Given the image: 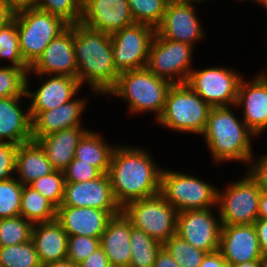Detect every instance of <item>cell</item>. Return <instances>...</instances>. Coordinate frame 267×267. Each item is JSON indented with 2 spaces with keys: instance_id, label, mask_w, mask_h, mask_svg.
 <instances>
[{
  "instance_id": "cell-1",
  "label": "cell",
  "mask_w": 267,
  "mask_h": 267,
  "mask_svg": "<svg viewBox=\"0 0 267 267\" xmlns=\"http://www.w3.org/2000/svg\"><path fill=\"white\" fill-rule=\"evenodd\" d=\"M143 150L115 147L108 176L113 195L123 208L127 203L160 193L161 173Z\"/></svg>"
},
{
  "instance_id": "cell-2",
  "label": "cell",
  "mask_w": 267,
  "mask_h": 267,
  "mask_svg": "<svg viewBox=\"0 0 267 267\" xmlns=\"http://www.w3.org/2000/svg\"><path fill=\"white\" fill-rule=\"evenodd\" d=\"M73 48L79 83L87 80L96 93H109L119 76L113 64L111 35L76 23Z\"/></svg>"
},
{
  "instance_id": "cell-3",
  "label": "cell",
  "mask_w": 267,
  "mask_h": 267,
  "mask_svg": "<svg viewBox=\"0 0 267 267\" xmlns=\"http://www.w3.org/2000/svg\"><path fill=\"white\" fill-rule=\"evenodd\" d=\"M203 134L211 153L219 162L240 160L249 163L252 158L250 135L254 133L244 121L237 120L229 106L211 108Z\"/></svg>"
},
{
  "instance_id": "cell-4",
  "label": "cell",
  "mask_w": 267,
  "mask_h": 267,
  "mask_svg": "<svg viewBox=\"0 0 267 267\" xmlns=\"http://www.w3.org/2000/svg\"><path fill=\"white\" fill-rule=\"evenodd\" d=\"M171 86V82L156 76L147 68H142L120 73L116 85L109 93L125 97L134 113L156 112L158 120Z\"/></svg>"
},
{
  "instance_id": "cell-5",
  "label": "cell",
  "mask_w": 267,
  "mask_h": 267,
  "mask_svg": "<svg viewBox=\"0 0 267 267\" xmlns=\"http://www.w3.org/2000/svg\"><path fill=\"white\" fill-rule=\"evenodd\" d=\"M211 108L186 83L172 84L158 122L180 132L203 134Z\"/></svg>"
},
{
  "instance_id": "cell-6",
  "label": "cell",
  "mask_w": 267,
  "mask_h": 267,
  "mask_svg": "<svg viewBox=\"0 0 267 267\" xmlns=\"http://www.w3.org/2000/svg\"><path fill=\"white\" fill-rule=\"evenodd\" d=\"M20 51L24 61L31 66L49 43L69 24L58 16L36 8L15 13Z\"/></svg>"
},
{
  "instance_id": "cell-7",
  "label": "cell",
  "mask_w": 267,
  "mask_h": 267,
  "mask_svg": "<svg viewBox=\"0 0 267 267\" xmlns=\"http://www.w3.org/2000/svg\"><path fill=\"white\" fill-rule=\"evenodd\" d=\"M122 212L133 227L161 243L176 234L178 211L159 193L127 203Z\"/></svg>"
},
{
  "instance_id": "cell-8",
  "label": "cell",
  "mask_w": 267,
  "mask_h": 267,
  "mask_svg": "<svg viewBox=\"0 0 267 267\" xmlns=\"http://www.w3.org/2000/svg\"><path fill=\"white\" fill-rule=\"evenodd\" d=\"M160 194L179 212L217 205V190L187 174L163 171Z\"/></svg>"
},
{
  "instance_id": "cell-9",
  "label": "cell",
  "mask_w": 267,
  "mask_h": 267,
  "mask_svg": "<svg viewBox=\"0 0 267 267\" xmlns=\"http://www.w3.org/2000/svg\"><path fill=\"white\" fill-rule=\"evenodd\" d=\"M155 33L150 25L134 23L111 34L113 64L119 74L146 68Z\"/></svg>"
},
{
  "instance_id": "cell-10",
  "label": "cell",
  "mask_w": 267,
  "mask_h": 267,
  "mask_svg": "<svg viewBox=\"0 0 267 267\" xmlns=\"http://www.w3.org/2000/svg\"><path fill=\"white\" fill-rule=\"evenodd\" d=\"M261 189L248 175L230 185L225 193L217 190V204L221 225L254 224L258 219Z\"/></svg>"
},
{
  "instance_id": "cell-11",
  "label": "cell",
  "mask_w": 267,
  "mask_h": 267,
  "mask_svg": "<svg viewBox=\"0 0 267 267\" xmlns=\"http://www.w3.org/2000/svg\"><path fill=\"white\" fill-rule=\"evenodd\" d=\"M191 54V45L162 38L156 32L150 45L146 68L172 84L186 83L191 72ZM177 74L179 78L174 81L172 75Z\"/></svg>"
},
{
  "instance_id": "cell-12",
  "label": "cell",
  "mask_w": 267,
  "mask_h": 267,
  "mask_svg": "<svg viewBox=\"0 0 267 267\" xmlns=\"http://www.w3.org/2000/svg\"><path fill=\"white\" fill-rule=\"evenodd\" d=\"M240 77L225 68L191 70L186 84L211 107H227L236 104Z\"/></svg>"
},
{
  "instance_id": "cell-13",
  "label": "cell",
  "mask_w": 267,
  "mask_h": 267,
  "mask_svg": "<svg viewBox=\"0 0 267 267\" xmlns=\"http://www.w3.org/2000/svg\"><path fill=\"white\" fill-rule=\"evenodd\" d=\"M60 206L106 210L112 216L122 212V208L113 195L108 173L90 181L65 182L63 200Z\"/></svg>"
},
{
  "instance_id": "cell-14",
  "label": "cell",
  "mask_w": 267,
  "mask_h": 267,
  "mask_svg": "<svg viewBox=\"0 0 267 267\" xmlns=\"http://www.w3.org/2000/svg\"><path fill=\"white\" fill-rule=\"evenodd\" d=\"M210 211L207 208L179 212L176 226L179 237L207 253L219 250L222 228Z\"/></svg>"
},
{
  "instance_id": "cell-15",
  "label": "cell",
  "mask_w": 267,
  "mask_h": 267,
  "mask_svg": "<svg viewBox=\"0 0 267 267\" xmlns=\"http://www.w3.org/2000/svg\"><path fill=\"white\" fill-rule=\"evenodd\" d=\"M80 23L111 35L135 22L127 0H82Z\"/></svg>"
},
{
  "instance_id": "cell-16",
  "label": "cell",
  "mask_w": 267,
  "mask_h": 267,
  "mask_svg": "<svg viewBox=\"0 0 267 267\" xmlns=\"http://www.w3.org/2000/svg\"><path fill=\"white\" fill-rule=\"evenodd\" d=\"M74 25H69L55 37L44 52L30 66L39 76L55 74L77 78V64L73 48Z\"/></svg>"
},
{
  "instance_id": "cell-17",
  "label": "cell",
  "mask_w": 267,
  "mask_h": 267,
  "mask_svg": "<svg viewBox=\"0 0 267 267\" xmlns=\"http://www.w3.org/2000/svg\"><path fill=\"white\" fill-rule=\"evenodd\" d=\"M219 251L230 265L260 260L262 252L254 224L222 225Z\"/></svg>"
},
{
  "instance_id": "cell-18",
  "label": "cell",
  "mask_w": 267,
  "mask_h": 267,
  "mask_svg": "<svg viewBox=\"0 0 267 267\" xmlns=\"http://www.w3.org/2000/svg\"><path fill=\"white\" fill-rule=\"evenodd\" d=\"M193 3H168L156 32L165 39L186 43L202 39L203 32L196 18Z\"/></svg>"
},
{
  "instance_id": "cell-19",
  "label": "cell",
  "mask_w": 267,
  "mask_h": 267,
  "mask_svg": "<svg viewBox=\"0 0 267 267\" xmlns=\"http://www.w3.org/2000/svg\"><path fill=\"white\" fill-rule=\"evenodd\" d=\"M113 216L106 210L90 207L59 206L56 220L68 236L101 238Z\"/></svg>"
},
{
  "instance_id": "cell-20",
  "label": "cell",
  "mask_w": 267,
  "mask_h": 267,
  "mask_svg": "<svg viewBox=\"0 0 267 267\" xmlns=\"http://www.w3.org/2000/svg\"><path fill=\"white\" fill-rule=\"evenodd\" d=\"M27 84L28 80L26 78V96L33 98L28 109L31 118L40 111L55 109L71 101L81 86L77 78L59 75H55L49 80H46V82L33 93L27 90Z\"/></svg>"
},
{
  "instance_id": "cell-21",
  "label": "cell",
  "mask_w": 267,
  "mask_h": 267,
  "mask_svg": "<svg viewBox=\"0 0 267 267\" xmlns=\"http://www.w3.org/2000/svg\"><path fill=\"white\" fill-rule=\"evenodd\" d=\"M84 105L83 100L73 99L55 109L36 113L31 118L32 140L36 142L48 134L81 126L79 118Z\"/></svg>"
},
{
  "instance_id": "cell-22",
  "label": "cell",
  "mask_w": 267,
  "mask_h": 267,
  "mask_svg": "<svg viewBox=\"0 0 267 267\" xmlns=\"http://www.w3.org/2000/svg\"><path fill=\"white\" fill-rule=\"evenodd\" d=\"M34 225L31 240L41 265L66 260L68 235L61 224L55 219Z\"/></svg>"
},
{
  "instance_id": "cell-23",
  "label": "cell",
  "mask_w": 267,
  "mask_h": 267,
  "mask_svg": "<svg viewBox=\"0 0 267 267\" xmlns=\"http://www.w3.org/2000/svg\"><path fill=\"white\" fill-rule=\"evenodd\" d=\"M100 246L112 267H129L131 262L130 220L123 212L109 220L100 238Z\"/></svg>"
},
{
  "instance_id": "cell-24",
  "label": "cell",
  "mask_w": 267,
  "mask_h": 267,
  "mask_svg": "<svg viewBox=\"0 0 267 267\" xmlns=\"http://www.w3.org/2000/svg\"><path fill=\"white\" fill-rule=\"evenodd\" d=\"M240 104H244L243 121L254 135L267 128V86L262 81L255 78L248 85L241 80L236 106Z\"/></svg>"
},
{
  "instance_id": "cell-25",
  "label": "cell",
  "mask_w": 267,
  "mask_h": 267,
  "mask_svg": "<svg viewBox=\"0 0 267 267\" xmlns=\"http://www.w3.org/2000/svg\"><path fill=\"white\" fill-rule=\"evenodd\" d=\"M21 97L0 98V142L4 138L16 145L32 141V119L29 111L21 110Z\"/></svg>"
},
{
  "instance_id": "cell-26",
  "label": "cell",
  "mask_w": 267,
  "mask_h": 267,
  "mask_svg": "<svg viewBox=\"0 0 267 267\" xmlns=\"http://www.w3.org/2000/svg\"><path fill=\"white\" fill-rule=\"evenodd\" d=\"M86 132L77 126L40 137L36 142L44 150L52 167L63 171L74 159L76 147Z\"/></svg>"
},
{
  "instance_id": "cell-27",
  "label": "cell",
  "mask_w": 267,
  "mask_h": 267,
  "mask_svg": "<svg viewBox=\"0 0 267 267\" xmlns=\"http://www.w3.org/2000/svg\"><path fill=\"white\" fill-rule=\"evenodd\" d=\"M54 170L44 150L37 142L32 140L18 145L15 171L19 173V178H21L19 182L22 185H29Z\"/></svg>"
},
{
  "instance_id": "cell-28",
  "label": "cell",
  "mask_w": 267,
  "mask_h": 267,
  "mask_svg": "<svg viewBox=\"0 0 267 267\" xmlns=\"http://www.w3.org/2000/svg\"><path fill=\"white\" fill-rule=\"evenodd\" d=\"M114 148L108 146L99 135L87 131L76 147L74 158L90 163L103 174L108 173Z\"/></svg>"
},
{
  "instance_id": "cell-29",
  "label": "cell",
  "mask_w": 267,
  "mask_h": 267,
  "mask_svg": "<svg viewBox=\"0 0 267 267\" xmlns=\"http://www.w3.org/2000/svg\"><path fill=\"white\" fill-rule=\"evenodd\" d=\"M57 208L30 185L23 186L20 215L33 225L56 219Z\"/></svg>"
},
{
  "instance_id": "cell-30",
  "label": "cell",
  "mask_w": 267,
  "mask_h": 267,
  "mask_svg": "<svg viewBox=\"0 0 267 267\" xmlns=\"http://www.w3.org/2000/svg\"><path fill=\"white\" fill-rule=\"evenodd\" d=\"M131 262L129 267H153L163 243L132 226L130 221Z\"/></svg>"
},
{
  "instance_id": "cell-31",
  "label": "cell",
  "mask_w": 267,
  "mask_h": 267,
  "mask_svg": "<svg viewBox=\"0 0 267 267\" xmlns=\"http://www.w3.org/2000/svg\"><path fill=\"white\" fill-rule=\"evenodd\" d=\"M0 267H42L32 240L0 247Z\"/></svg>"
},
{
  "instance_id": "cell-32",
  "label": "cell",
  "mask_w": 267,
  "mask_h": 267,
  "mask_svg": "<svg viewBox=\"0 0 267 267\" xmlns=\"http://www.w3.org/2000/svg\"><path fill=\"white\" fill-rule=\"evenodd\" d=\"M135 23L147 24L155 29L161 24L167 0H127Z\"/></svg>"
},
{
  "instance_id": "cell-33",
  "label": "cell",
  "mask_w": 267,
  "mask_h": 267,
  "mask_svg": "<svg viewBox=\"0 0 267 267\" xmlns=\"http://www.w3.org/2000/svg\"><path fill=\"white\" fill-rule=\"evenodd\" d=\"M163 248L181 267H199L207 252L193 247L177 234L163 243Z\"/></svg>"
},
{
  "instance_id": "cell-34",
  "label": "cell",
  "mask_w": 267,
  "mask_h": 267,
  "mask_svg": "<svg viewBox=\"0 0 267 267\" xmlns=\"http://www.w3.org/2000/svg\"><path fill=\"white\" fill-rule=\"evenodd\" d=\"M32 228L33 224L21 215L0 219V247L30 241Z\"/></svg>"
},
{
  "instance_id": "cell-35",
  "label": "cell",
  "mask_w": 267,
  "mask_h": 267,
  "mask_svg": "<svg viewBox=\"0 0 267 267\" xmlns=\"http://www.w3.org/2000/svg\"><path fill=\"white\" fill-rule=\"evenodd\" d=\"M8 57L16 68H30L24 61L19 45V36L16 18L0 27V59Z\"/></svg>"
},
{
  "instance_id": "cell-36",
  "label": "cell",
  "mask_w": 267,
  "mask_h": 267,
  "mask_svg": "<svg viewBox=\"0 0 267 267\" xmlns=\"http://www.w3.org/2000/svg\"><path fill=\"white\" fill-rule=\"evenodd\" d=\"M36 9L58 16L69 25L80 23L82 0H38Z\"/></svg>"
},
{
  "instance_id": "cell-37",
  "label": "cell",
  "mask_w": 267,
  "mask_h": 267,
  "mask_svg": "<svg viewBox=\"0 0 267 267\" xmlns=\"http://www.w3.org/2000/svg\"><path fill=\"white\" fill-rule=\"evenodd\" d=\"M23 186L19 180H0V219L20 216Z\"/></svg>"
},
{
  "instance_id": "cell-38",
  "label": "cell",
  "mask_w": 267,
  "mask_h": 267,
  "mask_svg": "<svg viewBox=\"0 0 267 267\" xmlns=\"http://www.w3.org/2000/svg\"><path fill=\"white\" fill-rule=\"evenodd\" d=\"M29 68L13 66L0 68V98L26 95V78Z\"/></svg>"
},
{
  "instance_id": "cell-39",
  "label": "cell",
  "mask_w": 267,
  "mask_h": 267,
  "mask_svg": "<svg viewBox=\"0 0 267 267\" xmlns=\"http://www.w3.org/2000/svg\"><path fill=\"white\" fill-rule=\"evenodd\" d=\"M29 185L46 197L56 208L61 205L65 186L63 171L54 170Z\"/></svg>"
},
{
  "instance_id": "cell-40",
  "label": "cell",
  "mask_w": 267,
  "mask_h": 267,
  "mask_svg": "<svg viewBox=\"0 0 267 267\" xmlns=\"http://www.w3.org/2000/svg\"><path fill=\"white\" fill-rule=\"evenodd\" d=\"M100 247V238L88 236H68L67 260L78 265Z\"/></svg>"
},
{
  "instance_id": "cell-41",
  "label": "cell",
  "mask_w": 267,
  "mask_h": 267,
  "mask_svg": "<svg viewBox=\"0 0 267 267\" xmlns=\"http://www.w3.org/2000/svg\"><path fill=\"white\" fill-rule=\"evenodd\" d=\"M65 182H84L94 180L103 173L90 163L74 158L63 170Z\"/></svg>"
},
{
  "instance_id": "cell-42",
  "label": "cell",
  "mask_w": 267,
  "mask_h": 267,
  "mask_svg": "<svg viewBox=\"0 0 267 267\" xmlns=\"http://www.w3.org/2000/svg\"><path fill=\"white\" fill-rule=\"evenodd\" d=\"M18 145L8 142H0V180L12 179L10 173L15 170Z\"/></svg>"
},
{
  "instance_id": "cell-43",
  "label": "cell",
  "mask_w": 267,
  "mask_h": 267,
  "mask_svg": "<svg viewBox=\"0 0 267 267\" xmlns=\"http://www.w3.org/2000/svg\"><path fill=\"white\" fill-rule=\"evenodd\" d=\"M250 168L249 176L259 185L262 192H267V155Z\"/></svg>"
},
{
  "instance_id": "cell-44",
  "label": "cell",
  "mask_w": 267,
  "mask_h": 267,
  "mask_svg": "<svg viewBox=\"0 0 267 267\" xmlns=\"http://www.w3.org/2000/svg\"><path fill=\"white\" fill-rule=\"evenodd\" d=\"M78 267H112L109 258L100 246L87 259L78 264Z\"/></svg>"
},
{
  "instance_id": "cell-45",
  "label": "cell",
  "mask_w": 267,
  "mask_h": 267,
  "mask_svg": "<svg viewBox=\"0 0 267 267\" xmlns=\"http://www.w3.org/2000/svg\"><path fill=\"white\" fill-rule=\"evenodd\" d=\"M262 255L267 254V218H258L254 222Z\"/></svg>"
},
{
  "instance_id": "cell-46",
  "label": "cell",
  "mask_w": 267,
  "mask_h": 267,
  "mask_svg": "<svg viewBox=\"0 0 267 267\" xmlns=\"http://www.w3.org/2000/svg\"><path fill=\"white\" fill-rule=\"evenodd\" d=\"M219 250L207 253L199 267H229Z\"/></svg>"
},
{
  "instance_id": "cell-47",
  "label": "cell",
  "mask_w": 267,
  "mask_h": 267,
  "mask_svg": "<svg viewBox=\"0 0 267 267\" xmlns=\"http://www.w3.org/2000/svg\"><path fill=\"white\" fill-rule=\"evenodd\" d=\"M153 267H181V266L164 248H162L155 259Z\"/></svg>"
},
{
  "instance_id": "cell-48",
  "label": "cell",
  "mask_w": 267,
  "mask_h": 267,
  "mask_svg": "<svg viewBox=\"0 0 267 267\" xmlns=\"http://www.w3.org/2000/svg\"><path fill=\"white\" fill-rule=\"evenodd\" d=\"M4 1L15 13H17L26 9L36 8L38 0H4Z\"/></svg>"
},
{
  "instance_id": "cell-49",
  "label": "cell",
  "mask_w": 267,
  "mask_h": 267,
  "mask_svg": "<svg viewBox=\"0 0 267 267\" xmlns=\"http://www.w3.org/2000/svg\"><path fill=\"white\" fill-rule=\"evenodd\" d=\"M15 17V12L6 4L4 0H0V27L11 22Z\"/></svg>"
},
{
  "instance_id": "cell-50",
  "label": "cell",
  "mask_w": 267,
  "mask_h": 267,
  "mask_svg": "<svg viewBox=\"0 0 267 267\" xmlns=\"http://www.w3.org/2000/svg\"><path fill=\"white\" fill-rule=\"evenodd\" d=\"M258 218H267V192L261 191L259 199Z\"/></svg>"
},
{
  "instance_id": "cell-51",
  "label": "cell",
  "mask_w": 267,
  "mask_h": 267,
  "mask_svg": "<svg viewBox=\"0 0 267 267\" xmlns=\"http://www.w3.org/2000/svg\"><path fill=\"white\" fill-rule=\"evenodd\" d=\"M42 267H78V265H76L72 261L66 259L63 261L48 263V264L42 265Z\"/></svg>"
},
{
  "instance_id": "cell-52",
  "label": "cell",
  "mask_w": 267,
  "mask_h": 267,
  "mask_svg": "<svg viewBox=\"0 0 267 267\" xmlns=\"http://www.w3.org/2000/svg\"><path fill=\"white\" fill-rule=\"evenodd\" d=\"M229 267H261L260 260L243 262L240 264H231Z\"/></svg>"
},
{
  "instance_id": "cell-53",
  "label": "cell",
  "mask_w": 267,
  "mask_h": 267,
  "mask_svg": "<svg viewBox=\"0 0 267 267\" xmlns=\"http://www.w3.org/2000/svg\"><path fill=\"white\" fill-rule=\"evenodd\" d=\"M198 2L202 0H167L168 3H189V2Z\"/></svg>"
},
{
  "instance_id": "cell-54",
  "label": "cell",
  "mask_w": 267,
  "mask_h": 267,
  "mask_svg": "<svg viewBox=\"0 0 267 267\" xmlns=\"http://www.w3.org/2000/svg\"><path fill=\"white\" fill-rule=\"evenodd\" d=\"M261 267H267V254L262 255L260 259Z\"/></svg>"
},
{
  "instance_id": "cell-55",
  "label": "cell",
  "mask_w": 267,
  "mask_h": 267,
  "mask_svg": "<svg viewBox=\"0 0 267 267\" xmlns=\"http://www.w3.org/2000/svg\"><path fill=\"white\" fill-rule=\"evenodd\" d=\"M257 78L267 86V76L266 75H259Z\"/></svg>"
},
{
  "instance_id": "cell-56",
  "label": "cell",
  "mask_w": 267,
  "mask_h": 267,
  "mask_svg": "<svg viewBox=\"0 0 267 267\" xmlns=\"http://www.w3.org/2000/svg\"><path fill=\"white\" fill-rule=\"evenodd\" d=\"M257 2L261 3L267 9V0H257Z\"/></svg>"
}]
</instances>
